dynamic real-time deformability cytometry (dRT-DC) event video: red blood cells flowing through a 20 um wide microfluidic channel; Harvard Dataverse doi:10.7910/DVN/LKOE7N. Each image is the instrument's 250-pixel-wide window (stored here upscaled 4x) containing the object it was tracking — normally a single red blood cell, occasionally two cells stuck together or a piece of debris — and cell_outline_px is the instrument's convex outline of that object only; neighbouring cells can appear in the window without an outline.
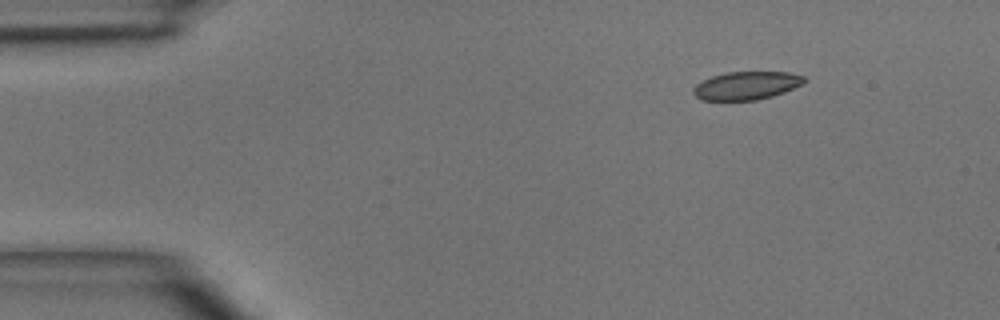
{"species": "common noctule bat (a hibernating species)", "species_latin": "Nyctalus noctula", "temperature_condition": "room temperature", "stored_images_in_passage": 4, "camera_frame_rate_fps": 3000, "um_per_image_px": 0.085, "animal": {"sex": "male", "body_mass_g": 15.6}, "frame": {"image": 1, "passage_image": 1, "time_ms": 0.0, "image_size_px": [1000, 320], "cell_outline_px": [[808, 80], [804, 84], [784, 92], [772, 96], [756, 100], [700, 100], [692, 92], [692, 88], [696, 84], [712, 76], [728, 72], [788, 72], [804, 76]], "centroid_in_image_um": [63.47, 7.27], "position_along_channel_um": 21.5, "area_um2": 18.26}}